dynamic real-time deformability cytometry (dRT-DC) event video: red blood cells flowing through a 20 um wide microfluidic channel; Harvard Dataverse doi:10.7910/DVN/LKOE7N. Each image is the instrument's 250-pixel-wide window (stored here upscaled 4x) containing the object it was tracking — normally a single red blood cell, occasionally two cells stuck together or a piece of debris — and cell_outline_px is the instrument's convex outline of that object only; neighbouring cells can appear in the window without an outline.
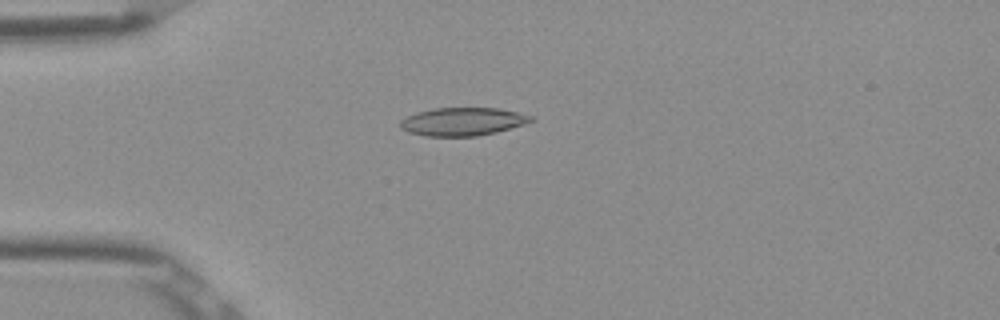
{"species": "Egyptian fruit bat (a non-hibernating species)", "species_latin": "Rousettus aegyptiacus", "temperature_condition": "room temperature", "stored_images_in_passage": 52, "camera_frame_rate_fps": 3000, "um_per_image_px": 0.085, "frame": {"image": 1, "passage_image": 14, "time_ms": 4.333, "image_size_px": [1000, 320], "cell_outline_px": [[536, 120], [524, 124], [496, 132], [476, 136], [428, 136], [408, 132], [400, 128], [400, 120], [416, 112], [432, 108], [496, 108], [516, 112], [532, 116]], "centroid_in_image_um": [39.31, 10.33], "position_along_channel_um": 45.7, "area_um2": 21.33}}
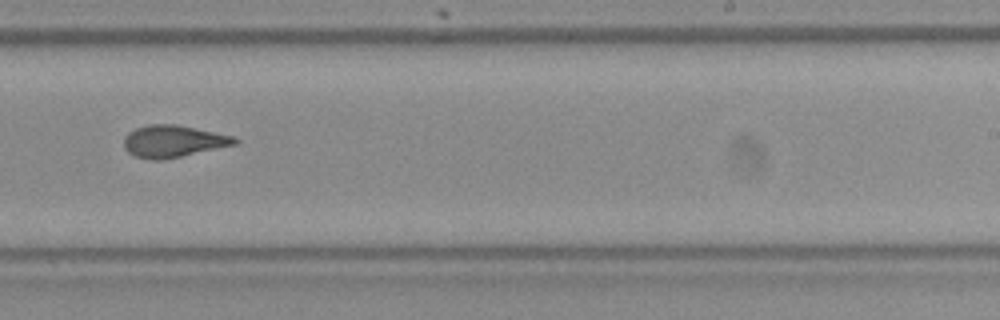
{"frame": {"image": 2, "passage_image": 33, "time_ms": 10.667, "image_size_px": [1000, 320], "cell_outline_px": [[240, 140], [236, 144], [180, 156], [160, 160], [148, 160], [136, 156], [128, 152], [124, 148], [124, 136], [128, 132], [136, 128], [148, 124], [176, 124], [236, 136]], "centroid_in_image_um": [14.72, 11.99], "position_along_channel_um": 274.3, "area_um2": 20.69}}
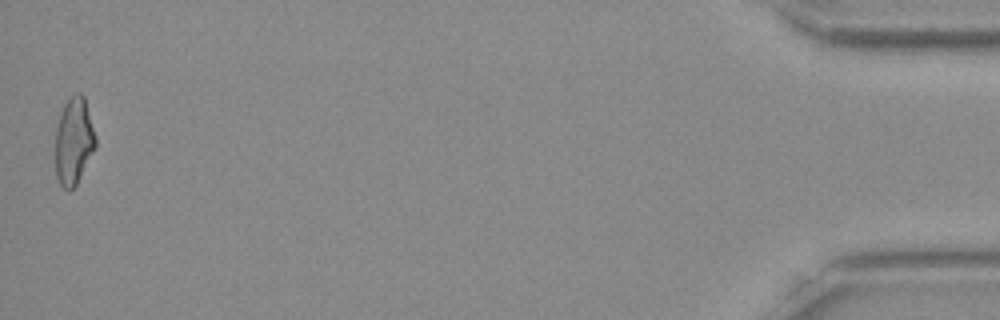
{"frame": {"image": 3, "passage_image": 52, "time_ms": 17.0, "image_size_px": [1000, 320], "cell_outline_px": [[96, 148], [76, 184], [68, 192], [60, 184], [56, 176], [56, 128], [60, 112], [68, 96], [76, 92], [80, 92], [84, 96], [96, 136]], "centroid_in_image_um": [6.27, 11.96], "position_along_channel_um": 428.9, "area_um2": 20.58}, "authors_computed_cell_mechanics": {"area_um2": 20.5768, "velocity_mm_per_s": 3.8994, "shape_relaxation_time_tau1_ms": null, "shape_relaxation_time_tau2_ms": 1.9845, "deformation_change_tau1": null, "deformation_change_tau2": 0.1016}}